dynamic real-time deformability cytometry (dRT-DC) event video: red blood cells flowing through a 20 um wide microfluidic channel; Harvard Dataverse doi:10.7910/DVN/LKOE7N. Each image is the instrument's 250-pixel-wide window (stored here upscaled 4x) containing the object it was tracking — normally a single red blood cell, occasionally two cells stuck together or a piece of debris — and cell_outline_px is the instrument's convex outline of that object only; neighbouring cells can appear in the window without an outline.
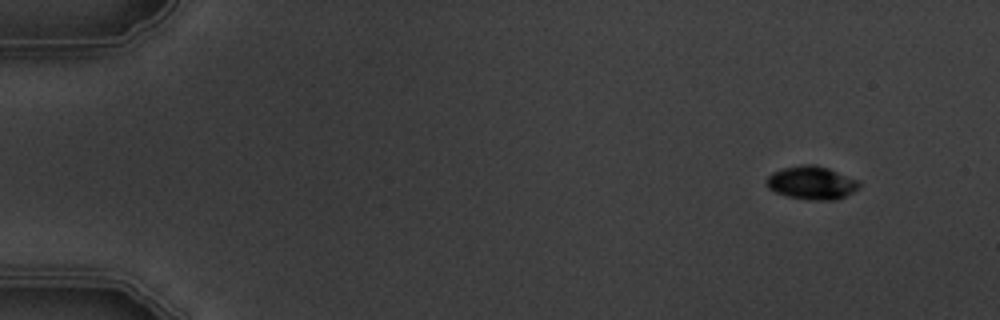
{"species": "common noctule bat (a hibernating species)", "species_latin": "Nyctalus noctula", "temperature_condition": "warm", "stored_images_in_passage": 4, "camera_frame_rate_fps": 3000, "um_per_image_px": 0.085, "animal": {"sex": "male", "body_mass_g": 19.5, "forearm_length_mm": 54.6}, "frame": {"image": 1, "passage_image": 1, "time_ms": 0.0, "image_size_px": [1000, 320], "cell_outline_px": [[860, 188], [836, 200], [812, 200], [788, 196], [776, 192], [768, 188], [768, 176], [772, 172], [784, 168], [800, 164], [816, 164], [828, 168], [860, 180]], "centroid_in_image_um": [69.03, 15.52], "position_along_channel_um": 16.0, "area_um2": 17.92}}
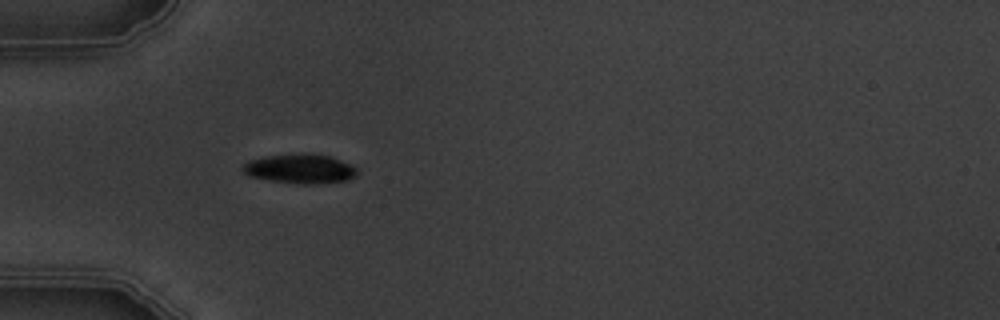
{"frame": {"image": 2, "passage_image": 4, "time_ms": 4.333, "image_size_px": [1000, 320], "cell_outline_px": [[360, 172], [356, 176], [348, 180], [316, 184], [300, 184], [272, 180], [248, 176], [240, 168], [248, 160], [264, 156], [332, 156], [352, 164]], "centroid_in_image_um": [25.54, 14.38], "position_along_channel_um": 59.5, "area_um2": 19.07}}